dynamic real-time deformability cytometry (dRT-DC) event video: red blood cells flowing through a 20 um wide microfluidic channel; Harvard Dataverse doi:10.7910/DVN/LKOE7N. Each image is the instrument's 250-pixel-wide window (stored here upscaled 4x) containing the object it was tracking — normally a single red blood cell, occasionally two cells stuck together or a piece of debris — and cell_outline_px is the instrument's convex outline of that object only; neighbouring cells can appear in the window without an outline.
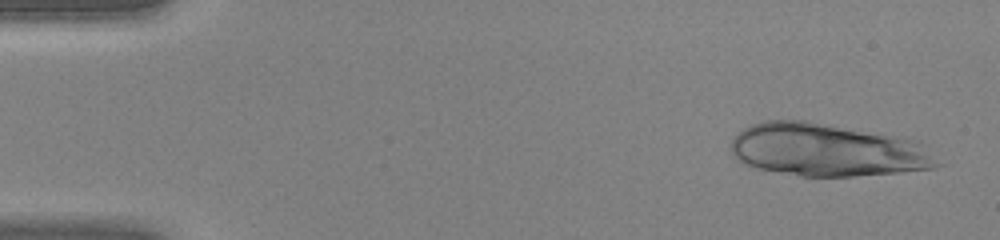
{"species": "human", "species_latin": "Homo sapiens", "temperature_condition": "warm", "stored_images_in_passage": 42, "segment_of_instrument_passage": [1, 2], "camera_frame_rate_fps": 3000, "um_per_image_px": 0.085, "donor": {"sex": "female"}, "frame": {"image": 1, "passage_image": 2, "time_ms": 0.333, "image_size_px": [1000, 240], "cell_outline_px": [[944, 164], [932, 168], [900, 172], [852, 176], [800, 176], [760, 168], [744, 164], [732, 152], [732, 140], [744, 128], [752, 124], [764, 120], [808, 120], [920, 140]], "centroid_in_image_um": [70.4, 12.73], "position_along_channel_um": 14.6, "area_um2": 63.58}}